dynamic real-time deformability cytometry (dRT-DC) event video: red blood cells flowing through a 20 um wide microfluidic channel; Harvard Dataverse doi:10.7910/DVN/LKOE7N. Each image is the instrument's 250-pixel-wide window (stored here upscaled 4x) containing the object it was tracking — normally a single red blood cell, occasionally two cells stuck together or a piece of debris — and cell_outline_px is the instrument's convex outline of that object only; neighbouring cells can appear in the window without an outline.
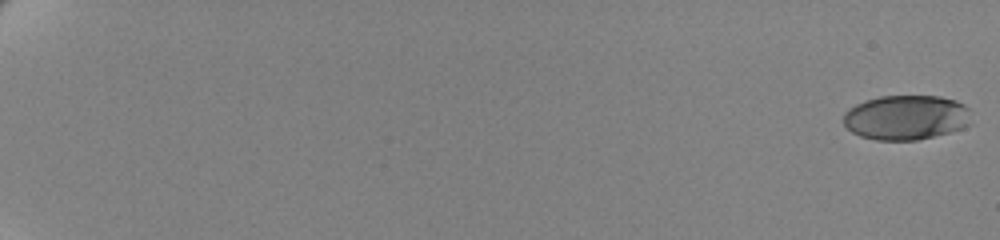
{"species": "human", "species_latin": "Homo sapiens", "temperature_condition": "cold", "stored_images_in_passage": 62, "camera_frame_rate_fps": 3000, "um_per_image_px": 0.085, "donor": {"sex": "female"}, "frame": {"image": 1, "passage_image": 1, "time_ms": 0.0, "image_size_px": [1000, 240], "cell_outline_px": [[968, 108], [964, 128], [916, 140], [876, 140], [860, 136], [852, 132], [844, 124], [844, 116], [856, 104], [880, 96], [940, 96], [956, 100], [964, 104]], "centroid_in_image_um": [76.99, 9.98], "position_along_channel_um": 8.0, "area_um2": 32.66}}
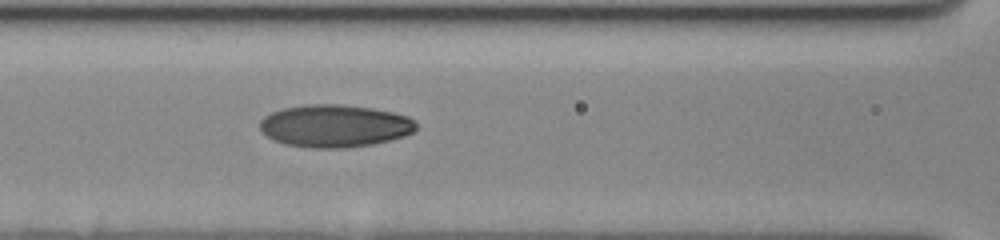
{"frame": {"image": 2, "passage_image": 32, "time_ms": 10.333, "image_size_px": [1000, 240], "cell_outline_px": [[416, 128], [412, 132], [404, 136], [372, 144], [344, 148], [308, 148], [284, 144], [272, 140], [260, 132], [260, 120], [264, 116], [272, 112], [284, 108], [308, 104], [340, 104], [372, 108], [392, 112], [408, 116], [416, 124]], "centroid_in_image_um": [28.4, 10.71], "position_along_channel_um": 138.2, "area_um2": 38.84}}
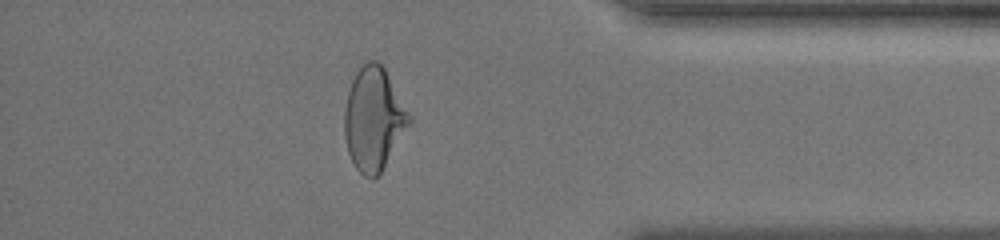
{"frame": {"image": 3, "passage_image": 56, "time_ms": 18.333, "image_size_px": [1000, 240], "cell_outline_px": [[412, 120], [380, 172], [372, 180], [364, 176], [356, 168], [348, 152], [344, 132], [344, 112], [348, 92], [352, 80], [356, 72], [368, 60], [376, 60], [384, 68], [412, 116]], "centroid_in_image_um": [31.75, 10.1], "position_along_channel_um": 403.4, "area_um2": 38.38}, "authors_computed_cell_mechanics": {"area_um2": 36.414, "velocity_mm_per_s": 3.5022, "shape_relaxation_time_tau1_ms": 3.5457, "shape_relaxation_time_tau2_ms": 1.5478, "deformation_change_tau1": 0.1652, "deformation_change_tau2": 0.0653}}